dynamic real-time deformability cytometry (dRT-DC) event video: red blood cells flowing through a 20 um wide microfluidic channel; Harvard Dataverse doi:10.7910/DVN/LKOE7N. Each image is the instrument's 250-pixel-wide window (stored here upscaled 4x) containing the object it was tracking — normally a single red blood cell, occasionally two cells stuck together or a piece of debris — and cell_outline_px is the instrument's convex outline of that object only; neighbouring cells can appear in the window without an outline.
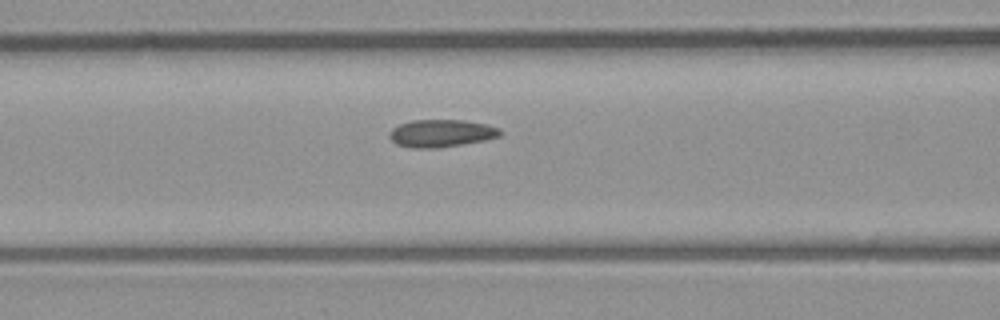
{"species": "common noctule bat (a hibernating species)", "species_latin": "Nyctalus noctula", "temperature_condition": "room temperature", "stored_images_in_passage": 5, "camera_frame_rate_fps": 3000, "um_per_image_px": 0.085, "animal": {"sex": "male", "body_mass_g": 23.1, "forearm_length_mm": 52.7}, "frame": {"image": 1, "passage_image": 5, "time_ms": 5.667, "image_size_px": [1000, 320], "cell_outline_px": [[504, 132], [500, 136], [484, 140], [436, 148], [412, 148], [396, 144], [388, 136], [388, 132], [392, 128], [400, 124], [412, 120], [464, 120], [488, 124], [500, 128]], "centroid_in_image_um": [37.51, 11.32], "position_along_channel_um": 129.1, "area_um2": 17.86}}